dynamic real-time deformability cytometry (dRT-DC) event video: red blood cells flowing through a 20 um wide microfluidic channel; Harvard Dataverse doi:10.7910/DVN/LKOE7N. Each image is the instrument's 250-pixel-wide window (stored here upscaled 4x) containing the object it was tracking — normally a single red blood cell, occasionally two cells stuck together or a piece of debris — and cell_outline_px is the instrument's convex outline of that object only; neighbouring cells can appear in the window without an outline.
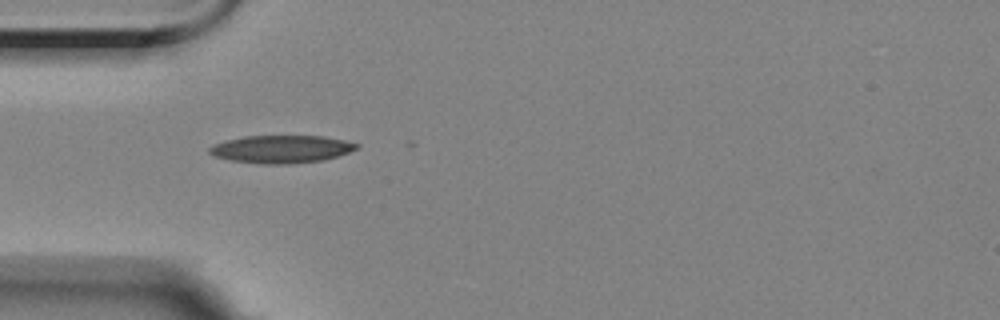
{"species": "Egyptian fruit bat (a non-hibernating species)", "species_latin": "Rousettus aegyptiacus", "temperature_condition": "room temperature", "stored_images_in_passage": 3, "camera_frame_rate_fps": 3000, "um_per_image_px": 0.085, "animal": {"sex": "female"}, "frame": {"image": 1, "passage_image": 1, "time_ms": 0.0, "image_size_px": [1000, 320], "cell_outline_px": [[360, 148], [324, 160], [288, 164], [264, 164], [232, 160], [216, 156], [208, 152], [208, 148], [224, 140], [244, 136], [324, 136], [344, 140], [360, 144]], "centroid_in_image_um": [23.94, 12.67], "position_along_channel_um": 61.1, "area_um2": 23.7}}
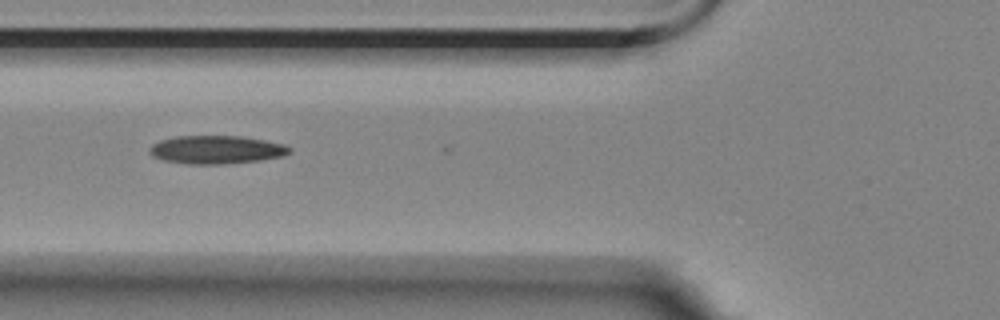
{"frame": {"image": 2, "passage_image": 2, "time_ms": 1.333, "image_size_px": [1000, 320], "cell_outline_px": [[292, 152], [280, 156], [260, 160], [220, 164], [188, 164], [164, 160], [152, 156], [148, 152], [148, 148], [152, 144], [160, 140], [176, 136], [240, 136], [264, 140], [284, 144], [292, 148]], "centroid_in_image_um": [18.36, 12.72], "position_along_channel_um": 107.4, "area_um2": 23.0}}
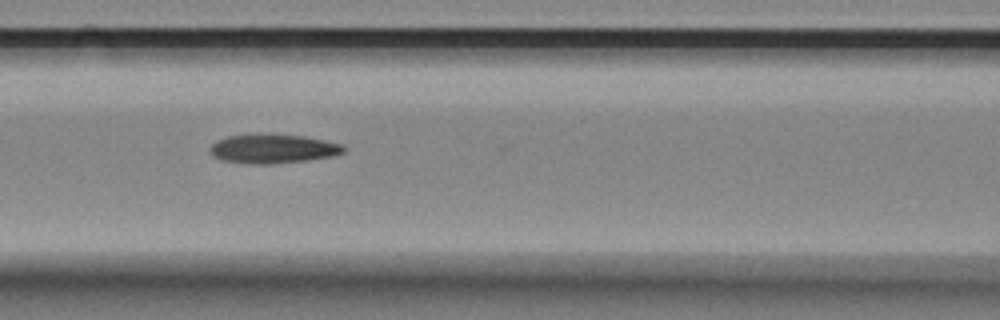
{"frame": {"image": 3, "passage_image": 3, "time_ms": 2.333, "image_size_px": [1000, 320], "cell_outline_px": [[344, 152], [336, 156], [308, 160], [272, 164], [248, 164], [224, 160], [216, 156], [212, 152], [212, 144], [216, 140], [228, 136], [304, 136], [324, 140], [340, 144], [344, 148]], "centroid_in_image_um": [23.27, 12.68], "position_along_channel_um": 143.3, "area_um2": 21.79}}